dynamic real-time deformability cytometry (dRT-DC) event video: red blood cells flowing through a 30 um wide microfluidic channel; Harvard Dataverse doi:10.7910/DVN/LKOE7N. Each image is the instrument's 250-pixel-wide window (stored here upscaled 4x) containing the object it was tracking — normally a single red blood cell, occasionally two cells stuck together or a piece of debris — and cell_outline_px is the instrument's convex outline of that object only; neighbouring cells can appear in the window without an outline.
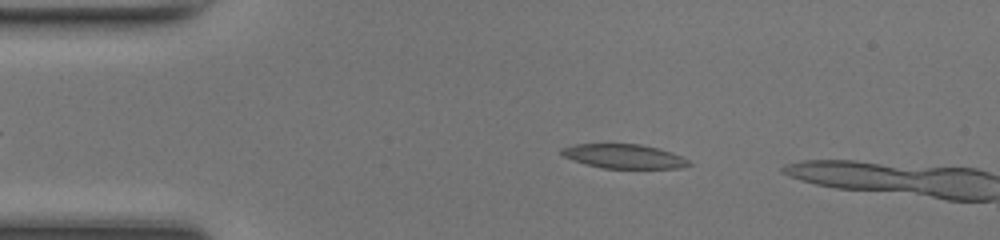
{"species": "common noctule bat (a hibernating species)", "species_latin": "Nyctalus noctula", "temperature_condition": "room temperature", "stored_images_in_passage": 10, "camera_frame_rate_fps": 3000, "um_per_image_px": 0.085, "animal": {"sex": "female", "body_mass_g": 17.0, "forearm_length_mm": 48.0}, "frame": {"image": 1, "passage_image": 9, "time_ms": 2.667, "image_size_px": [1000, 240], "cell_outline_px": [[692, 164], [680, 168], [604, 168], [584, 164], [572, 160], [564, 156], [560, 152], [560, 148], [576, 144], [640, 144], [660, 148], [672, 152], [688, 160]], "centroid_in_image_um": [53.02, 13.28], "position_along_channel_um": 32.0, "area_um2": 17.98}}